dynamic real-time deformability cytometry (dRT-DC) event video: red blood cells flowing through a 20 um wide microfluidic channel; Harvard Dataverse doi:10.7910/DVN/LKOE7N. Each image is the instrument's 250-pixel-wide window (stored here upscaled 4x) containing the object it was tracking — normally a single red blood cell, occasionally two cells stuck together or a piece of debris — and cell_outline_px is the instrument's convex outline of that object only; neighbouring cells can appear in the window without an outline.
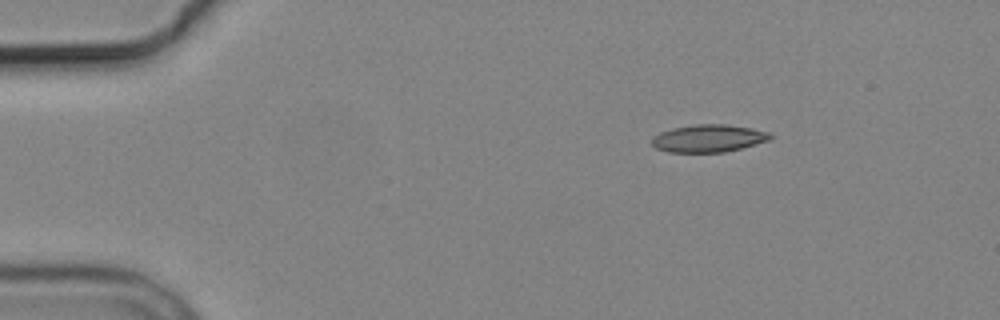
{"species": "common noctule bat (a hibernating species)", "species_latin": "Nyctalus noctula", "temperature_condition": "cold", "stored_images_in_passage": 3, "camera_frame_rate_fps": 3000, "um_per_image_px": 0.085, "animal": {"sex": "male", "body_mass_g": 19.2, "forearm_length_mm": 51.8}, "frame": {"image": 1, "passage_image": 1, "time_ms": 0.0, "image_size_px": [1000, 320], "cell_outline_px": [[772, 136], [768, 140], [740, 148], [724, 152], [668, 152], [656, 148], [652, 144], [652, 136], [660, 132], [672, 128], [696, 124], [724, 124], [752, 128], [772, 132]], "centroid_in_image_um": [60.21, 11.75], "position_along_channel_um": 24.8, "area_um2": 18.96}}